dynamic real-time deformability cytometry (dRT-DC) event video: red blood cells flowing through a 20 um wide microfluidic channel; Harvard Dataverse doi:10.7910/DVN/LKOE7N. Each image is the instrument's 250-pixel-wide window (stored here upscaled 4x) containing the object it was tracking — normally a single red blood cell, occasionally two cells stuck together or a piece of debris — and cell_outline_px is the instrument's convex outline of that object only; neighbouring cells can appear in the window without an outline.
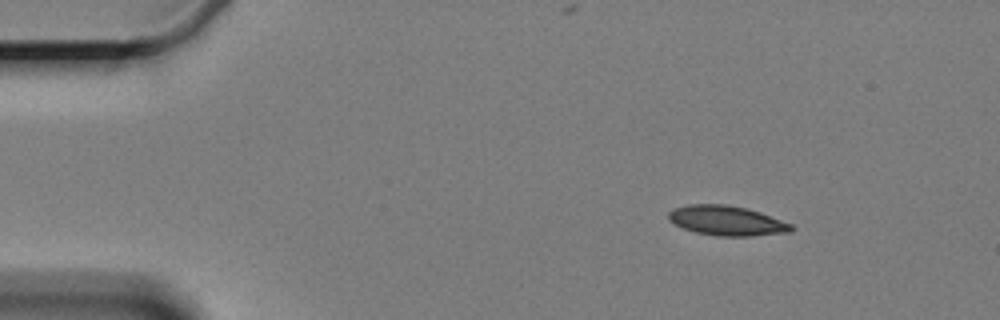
{"species": "Egyptian fruit bat (a non-hibernating species)", "species_latin": "Rousettus aegyptiacus", "temperature_condition": "cold", "stored_images_in_passage": 4, "camera_frame_rate_fps": 3000, "um_per_image_px": 0.085, "animal": {"sex": "female"}, "frame": {"image": 1, "passage_image": 2, "time_ms": 1.333, "image_size_px": [1000, 320], "cell_outline_px": [[796, 228], [792, 232], [752, 236], [716, 236], [696, 232], [684, 228], [668, 220], [668, 212], [672, 208], [688, 204], [724, 204], [744, 208], [760, 212], [792, 224]], "centroid_in_image_um": [61.78, 18.76], "position_along_channel_um": 23.2, "area_um2": 21.39}}